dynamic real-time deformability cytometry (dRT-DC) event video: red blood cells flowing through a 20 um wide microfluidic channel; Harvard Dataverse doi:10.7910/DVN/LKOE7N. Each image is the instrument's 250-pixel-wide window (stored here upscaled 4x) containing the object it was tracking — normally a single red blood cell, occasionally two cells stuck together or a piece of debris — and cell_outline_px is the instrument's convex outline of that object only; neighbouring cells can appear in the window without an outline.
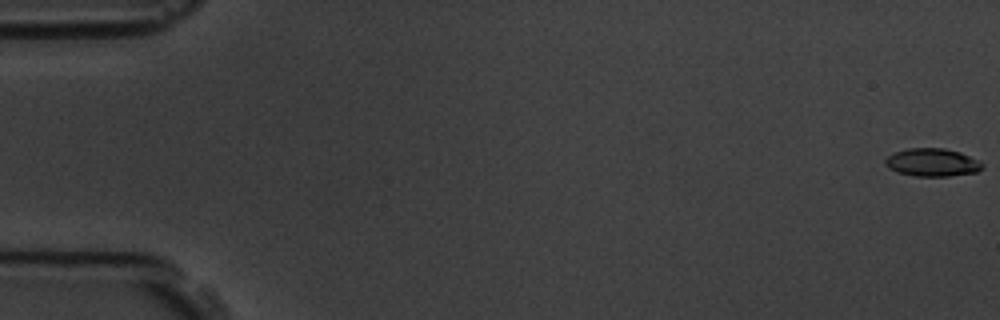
{"species": "common noctule bat (a hibernating species)", "species_latin": "Nyctalus noctula", "temperature_condition": "room temperature", "stored_images_in_passage": 6, "camera_frame_rate_fps": 3000, "um_per_image_px": 0.085, "animal": {"sex": "male", "body_mass_g": 19.5, "forearm_length_mm": 54.6}, "frame": {"image": 1, "passage_image": 1, "time_ms": 0.0, "image_size_px": [1000, 320], "cell_outline_px": [[984, 168], [976, 172], [948, 176], [916, 176], [896, 172], [888, 168], [884, 164], [884, 160], [888, 156], [896, 152], [908, 148], [944, 148], [960, 152], [980, 160], [984, 164]], "centroid_in_image_um": [79.26, 13.8], "position_along_channel_um": 5.7, "area_um2": 15.95}}
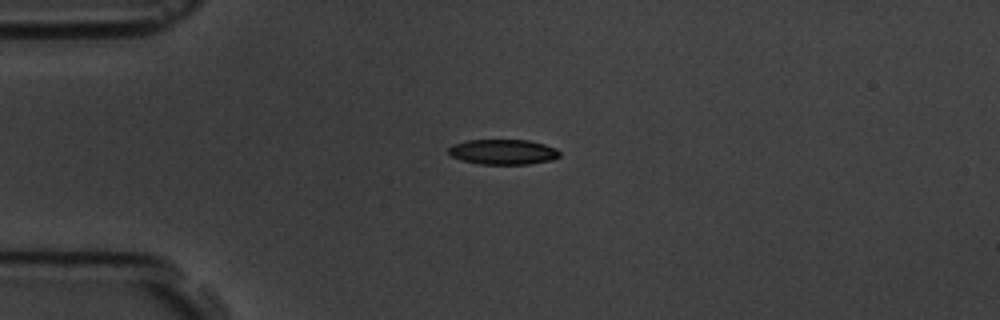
{"frame": {"image": 2, "passage_image": 5, "time_ms": 4.667, "image_size_px": [1000, 320], "cell_outline_px": [[560, 156], [552, 160], [528, 164], [480, 164], [460, 160], [452, 156], [448, 152], [448, 148], [452, 144], [468, 140], [528, 140], [544, 144], [556, 148], [560, 152]], "centroid_in_image_um": [42.75, 12.91], "position_along_channel_um": 42.2, "area_um2": 16.36}}